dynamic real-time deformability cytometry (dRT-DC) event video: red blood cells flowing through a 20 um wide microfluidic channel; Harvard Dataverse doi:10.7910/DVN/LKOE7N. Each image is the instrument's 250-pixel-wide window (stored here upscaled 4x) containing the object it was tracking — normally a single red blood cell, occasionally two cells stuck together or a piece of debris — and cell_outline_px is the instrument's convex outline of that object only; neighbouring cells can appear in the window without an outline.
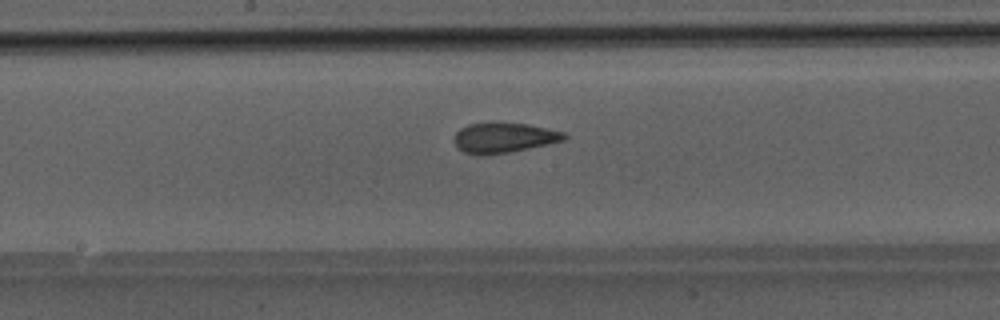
{"species": "Egyptian fruit bat (a non-hibernating species)", "species_latin": "Rousettus aegyptiacus", "temperature_condition": "room temperature", "stored_images_in_passage": 29, "camera_frame_rate_fps": 3000, "um_per_image_px": 0.085, "animal": {"sex": "male"}, "frame": {"image": 1, "passage_image": 10, "time_ms": 3.0, "image_size_px": [1000, 320], "cell_outline_px": [[568, 136], [564, 140], [548, 144], [508, 152], [484, 156], [476, 156], [464, 152], [456, 148], [452, 140], [456, 132], [460, 128], [468, 124], [528, 124], [564, 132]], "centroid_in_image_um": [42.77, 11.74], "position_along_channel_um": 205.4, "area_um2": 19.19}}
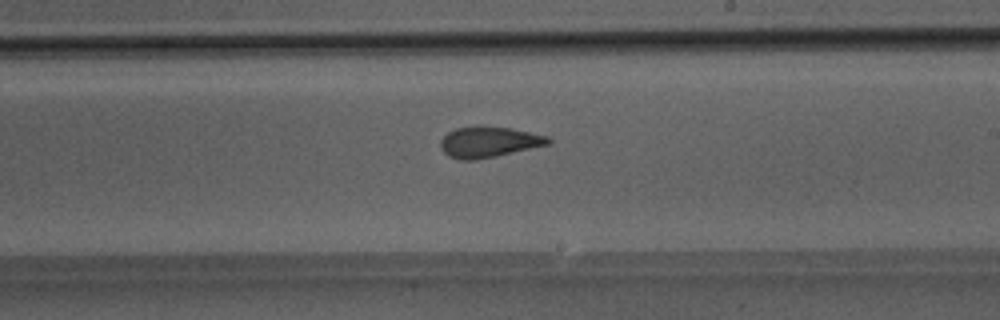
{"frame": {"image": 2, "passage_image": 13, "time_ms": 4.0, "image_size_px": [1000, 320], "cell_outline_px": [[552, 144], [476, 160], [460, 160], [448, 156], [440, 148], [440, 140], [448, 132], [456, 128], [476, 124], [512, 128], [548, 136], [552, 140]], "centroid_in_image_um": [41.55, 12.05], "position_along_channel_um": 247.5, "area_um2": 19.77}}
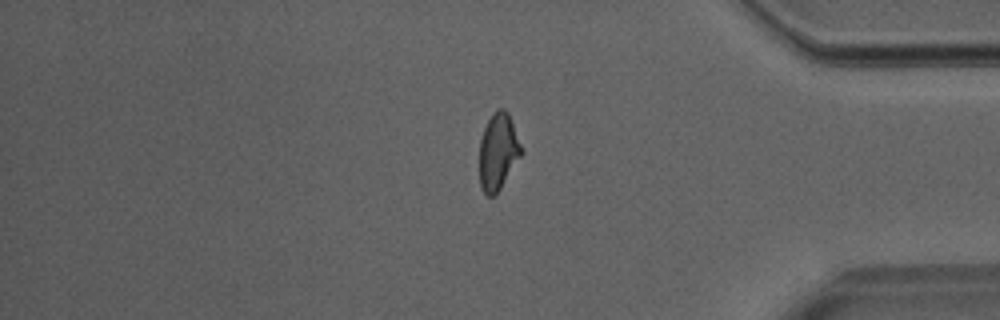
{"frame": {"image": 3, "passage_image": 25, "time_ms": 8.0, "image_size_px": [1000, 320], "cell_outline_px": [[524, 152], [496, 196], [488, 196], [480, 188], [480, 140], [484, 128], [492, 112], [496, 108], [504, 108], [508, 112], [524, 148]], "centroid_in_image_um": [42.37, 12.88], "position_along_channel_um": 392.8, "area_um2": 19.19}}